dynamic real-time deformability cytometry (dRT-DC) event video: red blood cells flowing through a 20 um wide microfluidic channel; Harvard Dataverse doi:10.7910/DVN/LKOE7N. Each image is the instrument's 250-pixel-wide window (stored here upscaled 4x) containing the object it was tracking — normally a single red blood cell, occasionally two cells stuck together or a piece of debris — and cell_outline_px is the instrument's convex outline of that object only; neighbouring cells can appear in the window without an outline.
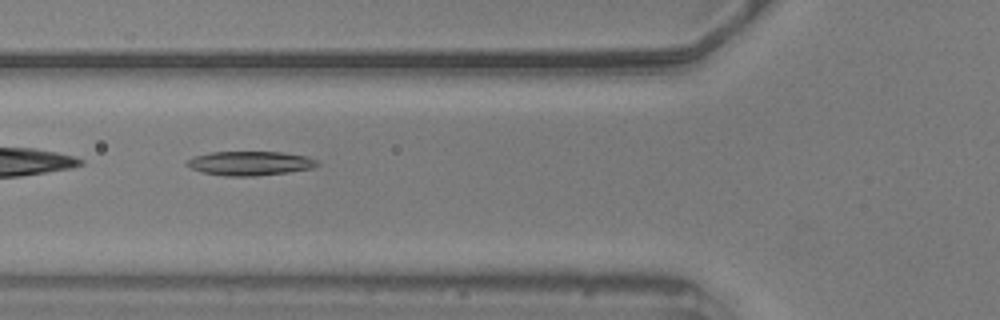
{"species": "common noctule bat (a hibernating species)", "species_latin": "Nyctalus noctula", "temperature_condition": "warm", "stored_images_in_passage": 18, "camera_frame_rate_fps": 3000, "um_per_image_px": 0.085, "animal": {"sex": "male", "body_mass_g": 20.5, "forearm_length_mm": 52.5}, "frame": {"image": 1, "passage_image": 5, "time_ms": 1.333, "image_size_px": [1000, 320], "cell_outline_px": [[320, 164], [312, 168], [288, 172], [256, 176], [224, 176], [204, 172], [192, 168], [184, 164], [192, 156], [212, 152], [280, 152], [308, 156], [316, 160]], "centroid_in_image_um": [21.25, 13.88], "position_along_channel_um": 104.5, "area_um2": 18.32}}
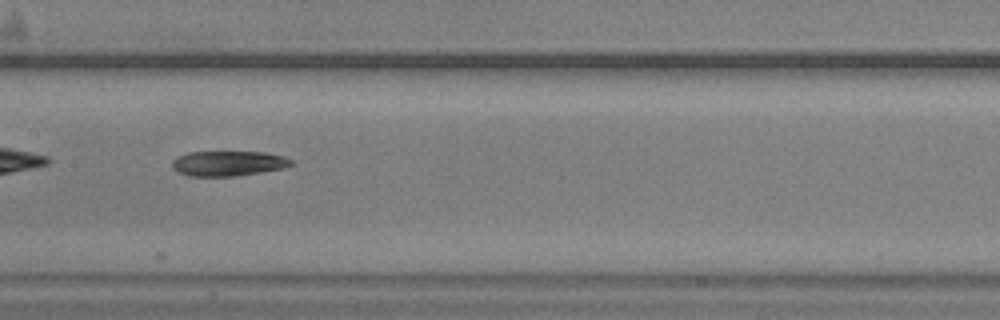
{"frame": {"image": 2, "passage_image": 12, "time_ms": 3.667, "image_size_px": [1000, 320], "cell_outline_px": [[292, 164], [284, 168], [236, 176], [188, 176], [172, 168], [172, 160], [176, 156], [188, 152], [264, 152], [284, 156], [292, 160]], "centroid_in_image_um": [19.37, 13.88], "position_along_channel_um": 188.0, "area_um2": 17.4}}